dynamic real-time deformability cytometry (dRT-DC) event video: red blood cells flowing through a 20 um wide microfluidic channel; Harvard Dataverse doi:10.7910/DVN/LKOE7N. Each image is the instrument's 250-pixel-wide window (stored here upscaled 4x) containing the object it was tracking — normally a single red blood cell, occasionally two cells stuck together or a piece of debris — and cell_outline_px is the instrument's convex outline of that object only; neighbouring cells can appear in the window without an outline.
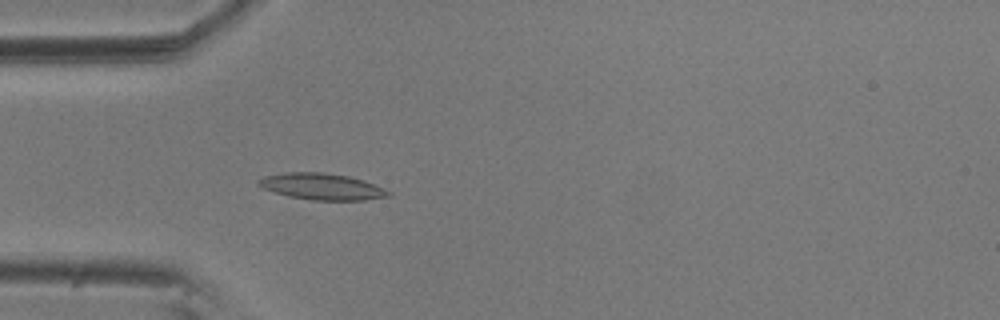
{"species": "common noctule bat (a hibernating species)", "species_latin": "Nyctalus noctula", "temperature_condition": "room temperature", "stored_images_in_passage": 56, "camera_frame_rate_fps": 3000, "um_per_image_px": 0.085, "animal": {"sex": "male", "body_mass_g": 20.5, "forearm_length_mm": 52.5}, "frame": {"image": 1, "passage_image": 16, "time_ms": 5.0, "image_size_px": [1000, 320], "cell_outline_px": [[392, 196], [364, 200], [312, 200], [288, 196], [264, 188], [256, 184], [256, 180], [264, 176], [288, 172], [320, 172], [348, 176], [364, 180], [384, 188], [392, 192]], "centroid_in_image_um": [27.39, 15.86], "position_along_channel_um": 57.6, "area_um2": 20.0}}
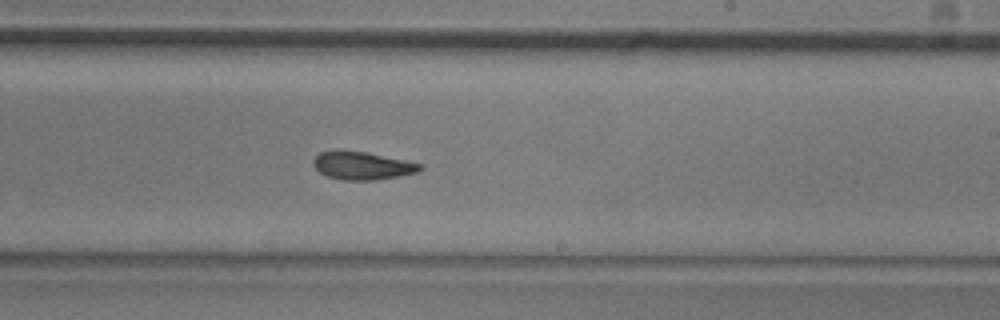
{"frame": {"image": 2, "passage_image": 33, "time_ms": 10.667, "image_size_px": [1000, 320], "cell_outline_px": [[424, 168], [416, 172], [400, 176], [376, 180], [340, 180], [328, 176], [320, 172], [312, 164], [312, 160], [320, 152], [364, 152], [424, 164]], "centroid_in_image_um": [30.83, 14.11], "position_along_channel_um": 258.2, "area_um2": 16.99}}
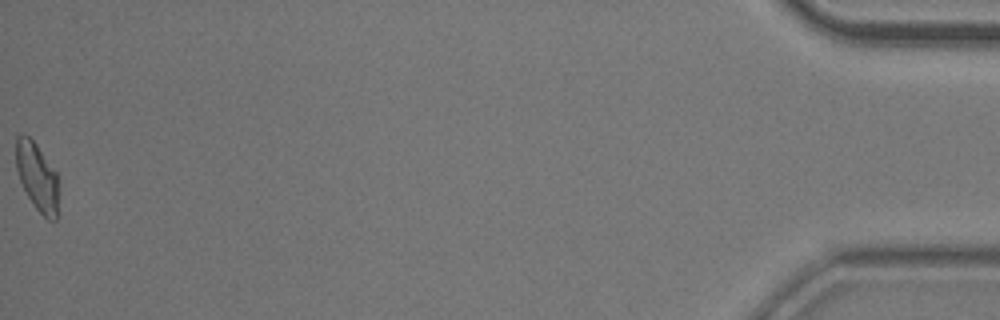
{"frame": {"image": 3, "passage_image": 56, "time_ms": 18.333, "image_size_px": [1000, 320], "cell_outline_px": [[56, 220], [48, 220], [36, 208], [28, 196], [20, 180], [16, 168], [16, 136], [28, 136], [36, 144], [56, 172]], "centroid_in_image_um": [3.12, 15.01], "position_along_channel_um": 432.1, "area_um2": 16.13}, "authors_computed_cell_mechanics": {"area_um2": 17.7735, "velocity_mm_per_s": 3.5865, "shape_relaxation_time_tau1_ms": 5.9853, "shape_relaxation_time_tau2_ms": 4.1029, "deformation_change_tau1": 0.1555, "deformation_change_tau2": 0.1092}}